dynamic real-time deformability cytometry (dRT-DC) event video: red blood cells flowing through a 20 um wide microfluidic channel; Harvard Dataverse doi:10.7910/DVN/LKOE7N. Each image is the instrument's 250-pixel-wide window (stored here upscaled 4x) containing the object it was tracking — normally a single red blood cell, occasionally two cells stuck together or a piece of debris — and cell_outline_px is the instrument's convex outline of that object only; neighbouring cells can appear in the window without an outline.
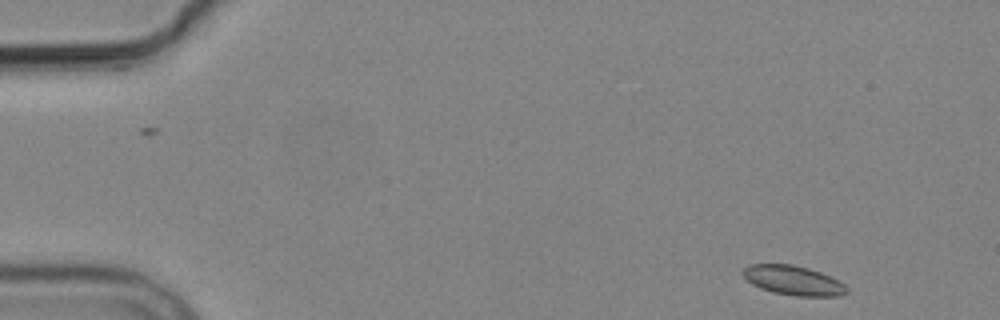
{"species": "common noctule bat (a hibernating species)", "species_latin": "Nyctalus noctula", "temperature_condition": "cold", "stored_images_in_passage": 5, "camera_frame_rate_fps": 3000, "um_per_image_px": 0.085, "animal": {"sex": "male", "body_mass_g": 19.2, "forearm_length_mm": 51.8}, "frame": {"image": 1, "passage_image": 1, "time_ms": 0.0, "image_size_px": [1000, 320], "cell_outline_px": [[848, 292], [840, 296], [796, 296], [772, 292], [760, 288], [752, 284], [740, 272], [748, 264], [792, 264], [808, 268], [820, 272], [844, 284], [848, 288]], "centroid_in_image_um": [67.4, 23.83], "position_along_channel_um": 17.6, "area_um2": 17.8}}
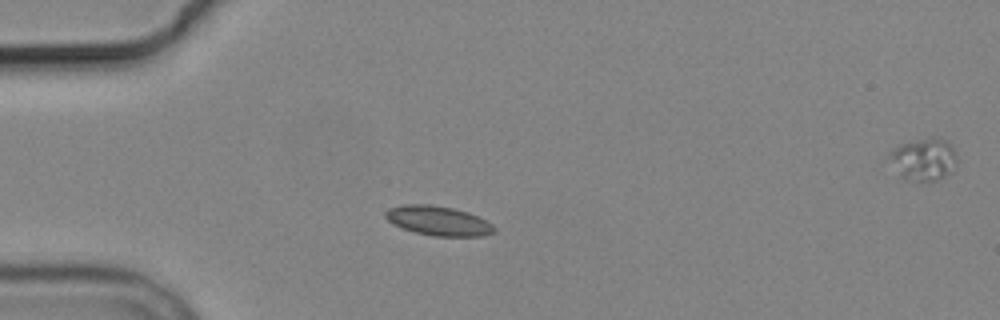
{"frame": {"image": 2, "passage_image": 4, "time_ms": 3.333, "image_size_px": [1000, 320], "cell_outline_px": [[496, 232], [480, 236], [432, 236], [400, 228], [392, 224], [384, 216], [384, 212], [388, 208], [400, 204], [428, 204], [452, 208], [468, 212], [492, 224], [496, 228]], "centroid_in_image_um": [37.2, 18.76], "position_along_channel_um": 47.8, "area_um2": 18.79}}
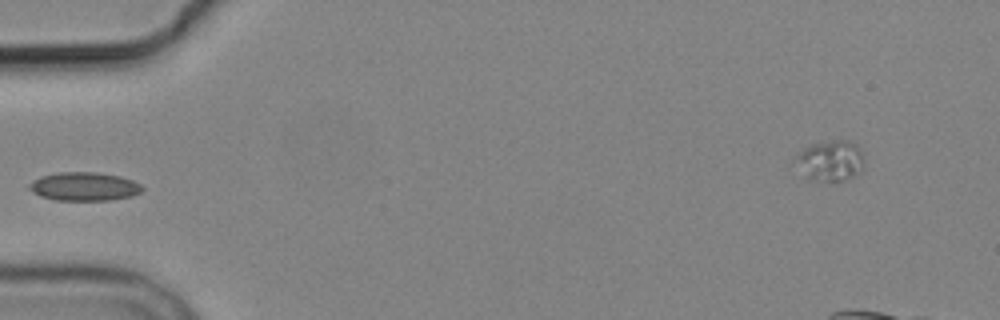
{"frame": {"image": 3, "passage_image": 5, "time_ms": 4.667, "image_size_px": [1000, 320], "cell_outline_px": [[144, 188], [140, 192], [132, 196], [108, 200], [56, 200], [40, 196], [32, 192], [28, 188], [28, 184], [40, 176], [56, 172], [96, 172], [120, 176], [132, 180], [140, 184]], "centroid_in_image_um": [7.13, 15.84], "position_along_channel_um": 77.9, "area_um2": 18.84}}